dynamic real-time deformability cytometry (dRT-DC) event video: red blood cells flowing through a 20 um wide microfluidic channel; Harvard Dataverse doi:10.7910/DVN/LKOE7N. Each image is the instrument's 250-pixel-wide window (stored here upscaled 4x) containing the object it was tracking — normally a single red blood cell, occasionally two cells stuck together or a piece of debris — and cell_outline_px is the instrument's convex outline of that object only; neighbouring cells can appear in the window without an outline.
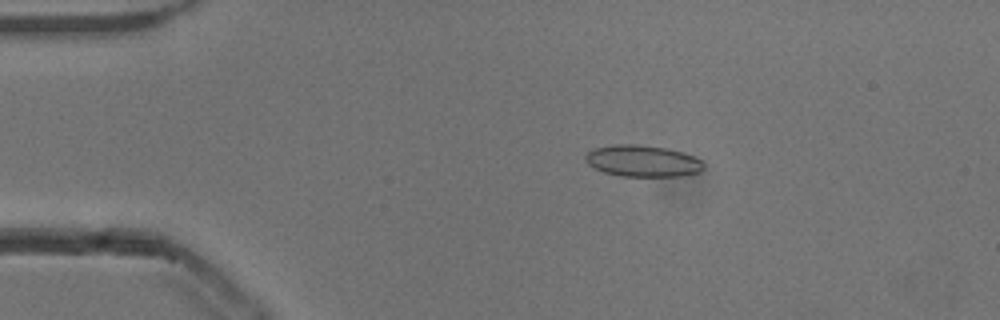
{"species": "common noctule bat (a hibernating species)", "species_latin": "Nyctalus noctula", "temperature_condition": "cold", "stored_images_in_passage": 45, "camera_frame_rate_fps": 3000, "um_per_image_px": 0.085, "animal": {"sex": "male", "body_mass_g": 13.3}, "frame": {"image": 1, "passage_image": 2, "time_ms": 0.333, "image_size_px": [1000, 320], "cell_outline_px": [[704, 168], [700, 172], [680, 176], [620, 176], [604, 172], [588, 164], [584, 160], [584, 156], [588, 152], [596, 148], [612, 144], [636, 144], [668, 148], [684, 152], [700, 160], [704, 164]], "centroid_in_image_um": [54.63, 13.68], "position_along_channel_um": 30.4, "area_um2": 21.79}}
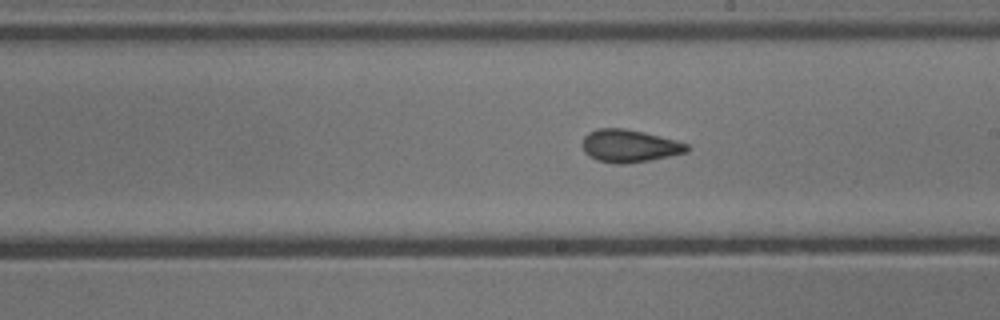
{"frame": {"image": 2, "passage_image": 22, "time_ms": 7.0, "image_size_px": [1000, 320], "cell_outline_px": [[688, 152], [648, 160], [624, 164], [616, 164], [596, 160], [588, 156], [584, 152], [584, 136], [588, 132], [596, 128], [624, 128], [644, 132], [676, 140], [688, 144]], "centroid_in_image_um": [53.48, 12.4], "position_along_channel_um": 235.5, "area_um2": 19.83}}
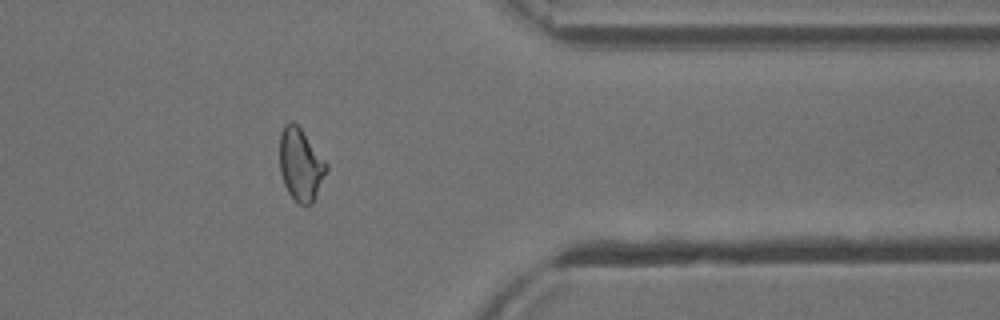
{"frame": {"image": 3, "passage_image": 35, "time_ms": 11.333, "image_size_px": [1000, 320], "cell_outline_px": [[328, 168], [312, 204], [308, 208], [300, 204], [288, 192], [284, 184], [280, 172], [280, 132], [284, 124], [288, 120], [292, 120], [300, 128], [328, 164]], "centroid_in_image_um": [25.54, 13.98], "position_along_channel_um": 385.9, "area_um2": 19.71}, "authors_computed_cell_mechanics": {"area_um2": 19.7676, "velocity_mm_per_s": 3.8423, "shape_relaxation_time_tau1_ms": 8.7879, "shape_relaxation_time_tau2_ms": 1.8571, "deformation_change_tau1": 0.173, "deformation_change_tau2": 0.0748}}